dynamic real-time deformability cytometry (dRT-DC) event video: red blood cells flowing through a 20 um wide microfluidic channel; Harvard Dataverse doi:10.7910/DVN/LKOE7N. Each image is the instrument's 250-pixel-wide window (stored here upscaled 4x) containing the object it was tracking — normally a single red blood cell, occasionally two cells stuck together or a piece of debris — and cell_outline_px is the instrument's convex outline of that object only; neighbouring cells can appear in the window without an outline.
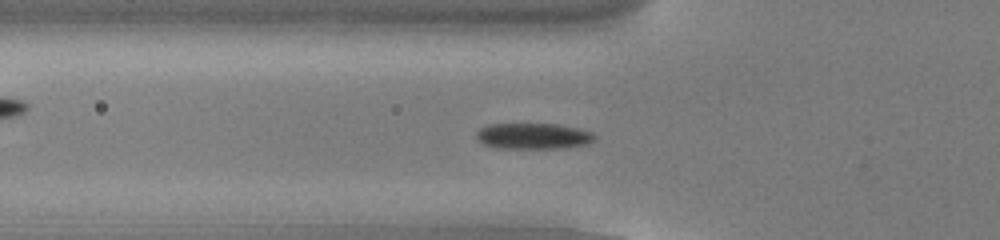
{"species": "common noctule bat (a hibernating species)", "species_latin": "Nyctalus noctula", "temperature_condition": "cold", "stored_images_in_passage": 53, "camera_frame_rate_fps": 3000, "um_per_image_px": 0.085, "animal": {"sex": "male", "body_mass_g": 13.0, "forearm_length_mm": 53.1}, "frame": {"image": 1, "passage_image": 18, "time_ms": 5.667, "image_size_px": [1000, 240], "cell_outline_px": [[596, 140], [588, 144], [564, 148], [496, 148], [484, 144], [476, 136], [476, 132], [480, 128], [488, 124], [556, 124], [580, 128], [592, 132], [596, 136]], "centroid_in_image_um": [45.37, 11.56], "position_along_channel_um": 80.4, "area_um2": 18.03}}
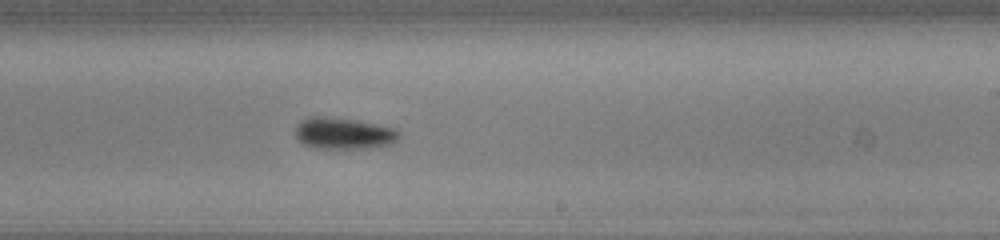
{"frame": {"image": 2, "passage_image": 32, "time_ms": 10.333, "image_size_px": [1000, 240], "cell_outline_px": [[400, 136], [392, 144], [372, 148], [312, 148], [304, 144], [296, 136], [296, 128], [300, 120], [316, 116], [352, 120], [396, 128], [400, 132]], "centroid_in_image_um": [29.24, 11.36], "position_along_channel_um": 259.8, "area_um2": 18.79}}
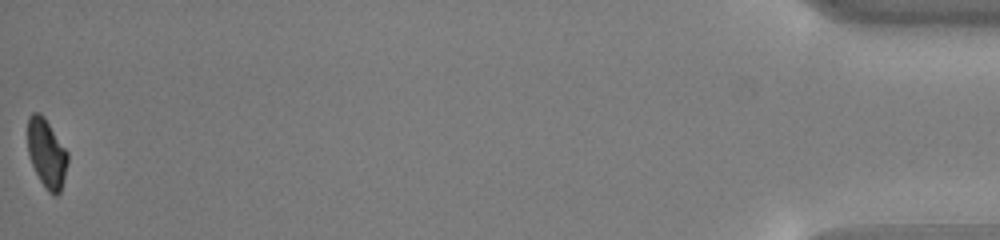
{"frame": {"image": 3, "passage_image": 53, "time_ms": 17.333, "image_size_px": [1000, 240], "cell_outline_px": [[68, 164], [60, 192], [56, 196], [52, 196], [48, 192], [40, 180], [32, 164], [28, 152], [28, 116], [32, 112], [40, 112], [44, 116], [68, 152]], "centroid_in_image_um": [3.97, 13.03], "position_along_channel_um": 431.2, "area_um2": 16.13}, "authors_computed_cell_mechanics": {"area_um2": 17.7446, "velocity_mm_per_s": 3.8437, "shape_relaxation_time_tau1_ms": 1.9724, "shape_relaxation_time_tau2_ms": null, "deformation_change_tau1": 0.0957, "deformation_change_tau2": null}}